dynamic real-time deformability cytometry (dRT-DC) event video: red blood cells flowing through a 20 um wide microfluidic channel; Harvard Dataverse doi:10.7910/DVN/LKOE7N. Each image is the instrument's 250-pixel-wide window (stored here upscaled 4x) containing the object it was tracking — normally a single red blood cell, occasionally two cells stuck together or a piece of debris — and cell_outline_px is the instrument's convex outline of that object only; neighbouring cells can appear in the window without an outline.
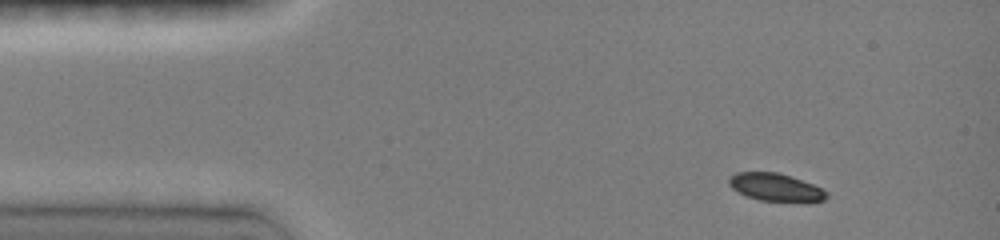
{"species": "common noctule bat (a hibernating species)", "species_latin": "Nyctalus noctula", "temperature_condition": "room temperature", "stored_images_in_passage": 6, "camera_frame_rate_fps": 3000, "um_per_image_px": 0.085, "animal": {"sex": "female", "body_mass_g": 19.0, "forearm_length_mm": 51.5}, "frame": {"image": 1, "passage_image": 1, "time_ms": 0.0, "image_size_px": [1000, 240], "cell_outline_px": [[828, 196], [824, 200], [812, 204], [760, 200], [748, 196], [732, 188], [728, 184], [728, 176], [736, 172], [776, 172], [812, 184], [828, 192]], "centroid_in_image_um": [65.97, 15.95], "position_along_channel_um": 19.0, "area_um2": 16.07}}
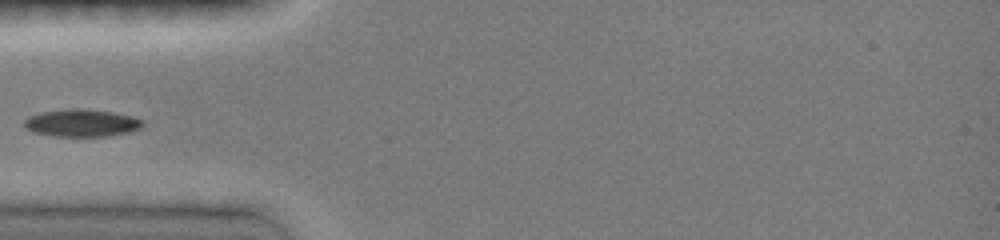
{"frame": {"image": 2, "passage_image": 4, "time_ms": 3.333, "image_size_px": [1000, 240], "cell_outline_px": [[144, 124], [140, 128], [128, 132], [108, 136], [56, 136], [36, 132], [24, 128], [24, 120], [28, 116], [40, 112], [68, 108], [80, 108], [112, 112], [132, 116], [144, 120]], "centroid_in_image_um": [6.94, 10.44], "position_along_channel_um": 78.1, "area_um2": 18.96}}
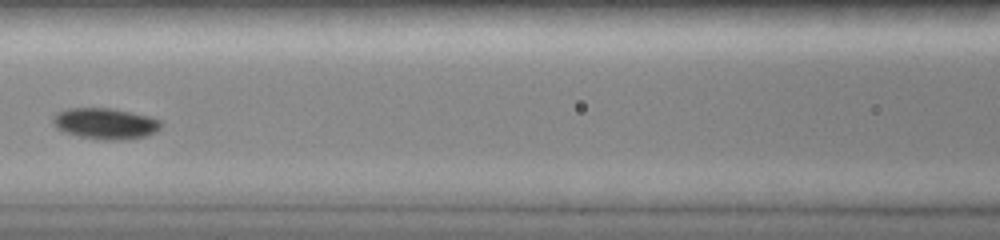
{"frame": {"image": 3, "passage_image": 6, "time_ms": 5.333, "image_size_px": [1000, 240], "cell_outline_px": [[160, 128], [156, 132], [148, 136], [128, 140], [100, 140], [80, 136], [64, 132], [56, 128], [52, 124], [52, 116], [56, 112], [68, 108], [112, 108], [148, 116], [160, 120]], "centroid_in_image_um": [8.92, 10.51], "position_along_channel_um": 157.7, "area_um2": 19.83}}